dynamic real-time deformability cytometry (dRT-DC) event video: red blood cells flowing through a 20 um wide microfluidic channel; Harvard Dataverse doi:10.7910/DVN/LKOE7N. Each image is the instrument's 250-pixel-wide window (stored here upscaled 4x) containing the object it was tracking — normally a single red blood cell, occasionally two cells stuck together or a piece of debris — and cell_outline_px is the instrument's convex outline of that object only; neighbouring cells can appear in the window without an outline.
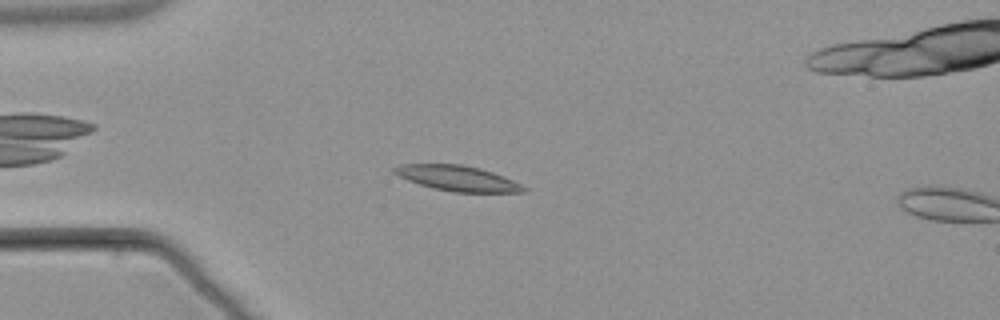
{"species": "common noctule bat (a hibernating species)", "species_latin": "Nyctalus noctula", "temperature_condition": "warm", "stored_images_in_passage": 7, "camera_frame_rate_fps": 3000, "um_per_image_px": 0.085, "animal": {"sex": "male", "body_mass_g": 21.5, "forearm_length_mm": 52.0}, "frame": {"image": 1, "passage_image": 5, "time_ms": 4.667, "image_size_px": [1000, 320], "cell_outline_px": [[528, 188], [524, 192], [452, 192], [432, 188], [408, 180], [392, 172], [392, 168], [400, 164], [464, 164], [480, 168], [504, 176]], "centroid_in_image_um": [38.88, 15.15], "position_along_channel_um": 46.1, "area_um2": 19.07}}
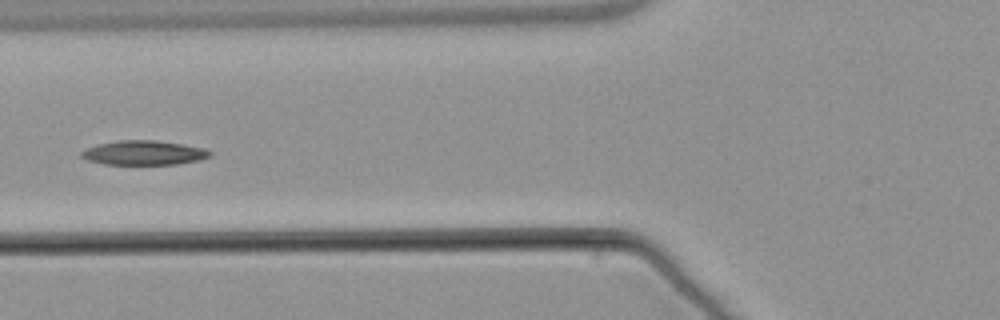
{"frame": {"image": 2, "passage_image": 7, "time_ms": 7.0, "image_size_px": [1000, 320], "cell_outline_px": [[212, 156], [200, 160], [176, 164], [104, 164], [88, 160], [80, 156], [80, 152], [96, 144], [116, 140], [156, 140], [204, 148], [212, 152]], "centroid_in_image_um": [12.22, 12.98], "position_along_channel_um": 113.6, "area_um2": 18.26}}